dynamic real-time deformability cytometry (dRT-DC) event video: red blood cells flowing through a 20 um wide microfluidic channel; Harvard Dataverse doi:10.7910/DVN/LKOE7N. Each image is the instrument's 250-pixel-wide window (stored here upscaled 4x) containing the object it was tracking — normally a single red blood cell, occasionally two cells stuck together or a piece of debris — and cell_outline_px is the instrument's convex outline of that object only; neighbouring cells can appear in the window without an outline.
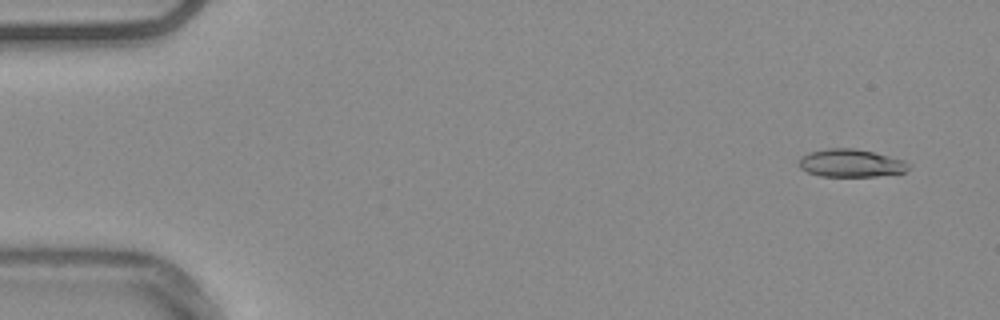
{"species": "common noctule bat (a hibernating species)", "species_latin": "Nyctalus noctula", "temperature_condition": "warm", "stored_images_in_passage": 55, "camera_frame_rate_fps": 3000, "um_per_image_px": 0.085, "animal": {"sex": "male", "body_mass_g": 20.4}, "frame": {"image": 1, "passage_image": 4, "time_ms": 1.0, "image_size_px": [1000, 320], "cell_outline_px": [[908, 168], [904, 172], [876, 176], [820, 176], [808, 172], [800, 168], [800, 156], [808, 152], [828, 148], [856, 148], [904, 160], [908, 164]], "centroid_in_image_um": [72.28, 13.86], "position_along_channel_um": 12.7, "area_um2": 17.63}}
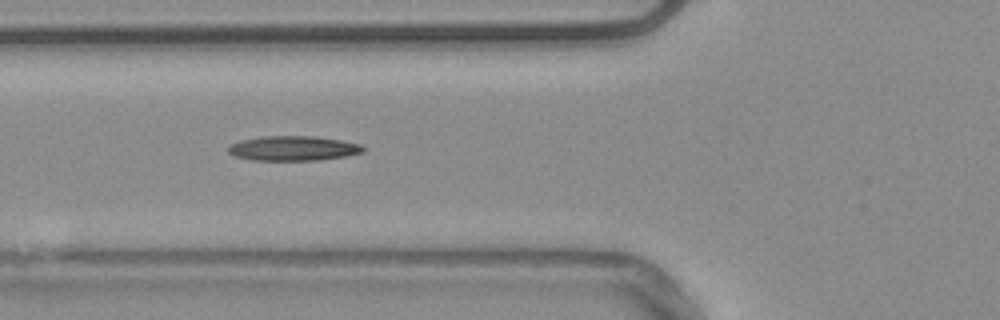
{"frame": {"image": 2, "passage_image": 21, "time_ms": 6.667, "image_size_px": [1000, 320], "cell_outline_px": [[364, 152], [348, 156], [320, 160], [252, 160], [236, 156], [228, 152], [228, 148], [232, 144], [244, 140], [264, 136], [312, 136], [340, 140], [360, 144], [364, 148]], "centroid_in_image_um": [24.97, 12.61], "position_along_channel_um": 100.8, "area_um2": 19.25}}
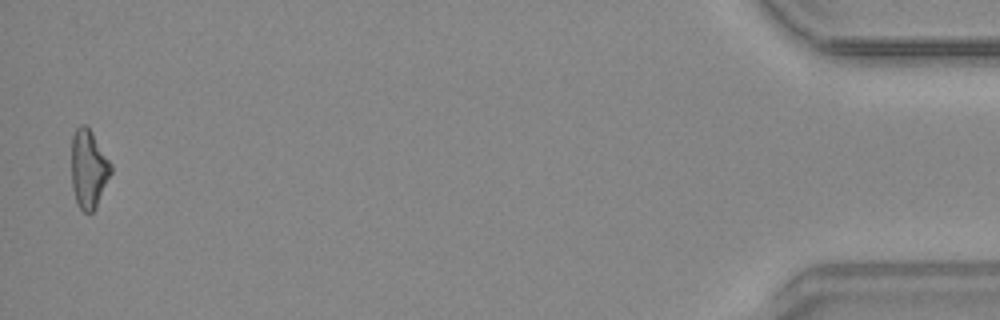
{"frame": {"image": 3, "passage_image": 54, "time_ms": 17.667, "image_size_px": [1000, 320], "cell_outline_px": [[112, 172], [96, 208], [92, 212], [84, 212], [76, 204], [72, 188], [72, 136], [76, 128], [80, 124], [84, 124], [92, 132], [112, 164]], "centroid_in_image_um": [7.53, 14.37], "position_along_channel_um": 427.7, "area_um2": 18.15}}